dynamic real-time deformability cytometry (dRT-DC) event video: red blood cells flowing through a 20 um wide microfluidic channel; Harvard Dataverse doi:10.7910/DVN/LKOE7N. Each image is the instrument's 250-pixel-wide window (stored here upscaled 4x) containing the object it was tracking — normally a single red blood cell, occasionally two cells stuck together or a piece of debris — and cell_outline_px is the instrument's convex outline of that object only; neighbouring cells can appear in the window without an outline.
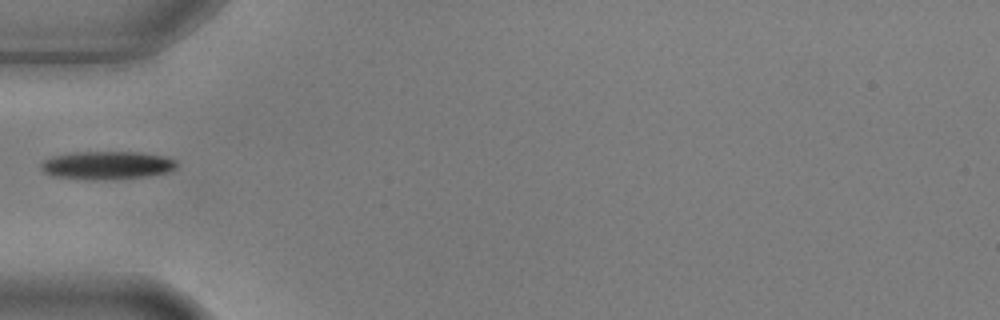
{"species": "common noctule bat (a hibernating species)", "species_latin": "Nyctalus noctula", "temperature_condition": "warm", "stored_images_in_passage": 2, "camera_frame_rate_fps": 3000, "um_per_image_px": 0.085, "animal": {"sex": "male", "body_mass_g": 17.9, "forearm_length_mm": 54.2}, "frame": {"image": 1, "passage_image": 1, "time_ms": 0.0, "image_size_px": [1000, 320], "cell_outline_px": [[176, 168], [168, 172], [144, 176], [92, 180], [84, 180], [52, 176], [44, 172], [40, 168], [40, 164], [44, 160], [52, 156], [72, 152], [140, 152], [164, 156], [176, 160]], "centroid_in_image_um": [9.04, 14.04], "position_along_channel_um": 76.0, "area_um2": 22.25}}
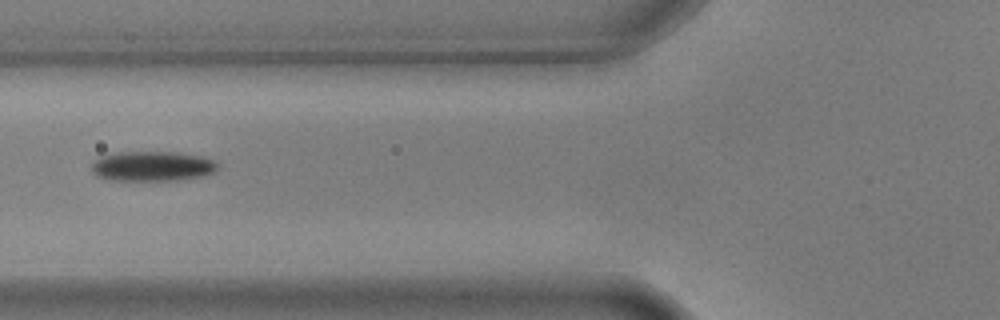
{"frame": {"image": 2, "passage_image": 2, "time_ms": 0.333, "image_size_px": [1000, 320], "cell_outline_px": [[220, 164], [216, 172], [204, 176], [176, 180], [108, 180], [96, 176], [92, 172], [92, 164], [100, 156], [116, 152], [176, 152], [200, 156], [212, 160]], "centroid_in_image_um": [12.96, 14.13], "position_along_channel_um": 112.8, "area_um2": 22.14}}